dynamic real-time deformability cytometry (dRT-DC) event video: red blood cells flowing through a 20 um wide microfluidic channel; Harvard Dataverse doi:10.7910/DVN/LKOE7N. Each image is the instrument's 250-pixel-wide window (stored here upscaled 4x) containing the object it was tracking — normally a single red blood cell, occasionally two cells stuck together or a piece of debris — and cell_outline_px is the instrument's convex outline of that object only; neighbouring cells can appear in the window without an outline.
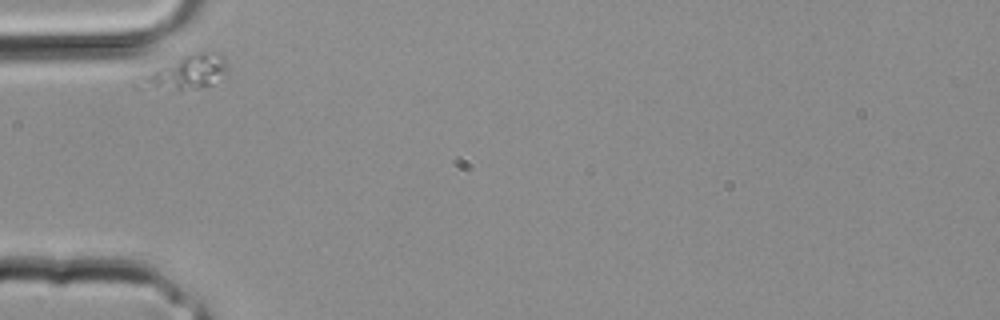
{"species": "common noctule bat (a hibernating species)", "species_latin": "Nyctalus noctula", "temperature_condition": "room temperature", "stored_images_in_passage": 19, "camera_frame_rate_fps": 3000, "um_per_image_px": 0.085, "animal": {"sex": "male", "body_mass_g": 20.4}, "frame": {"image": 1, "passage_image": 1, "time_ms": 0.0, "image_size_px": [1000, 320], "cell_outline_px": [[228, 72], [212, 84], [200, 88], [180, 92], [136, 88], [132, 84], [184, 56], [200, 52], [220, 52], [224, 56], [228, 68]], "centroid_in_image_um": [15.89, 6.23], "position_along_channel_um": 69.1, "area_um2": 17.17}}
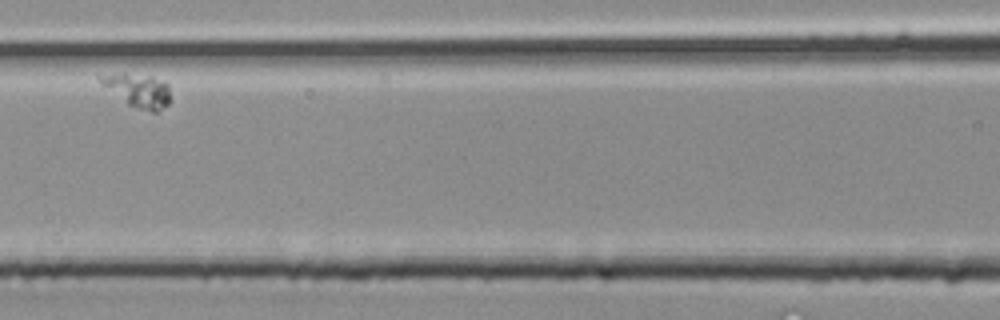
{"frame": {"image": 2, "passage_image": 6, "time_ms": 1.667, "image_size_px": [1000, 320], "cell_outline_px": [[168, 104], [156, 112], [152, 112], [128, 104], [100, 84], [96, 76], [124, 72], [152, 76], [164, 84], [168, 88]], "centroid_in_image_um": [11.65, 7.65], "position_along_channel_um": 155.0, "area_um2": 13.29}}
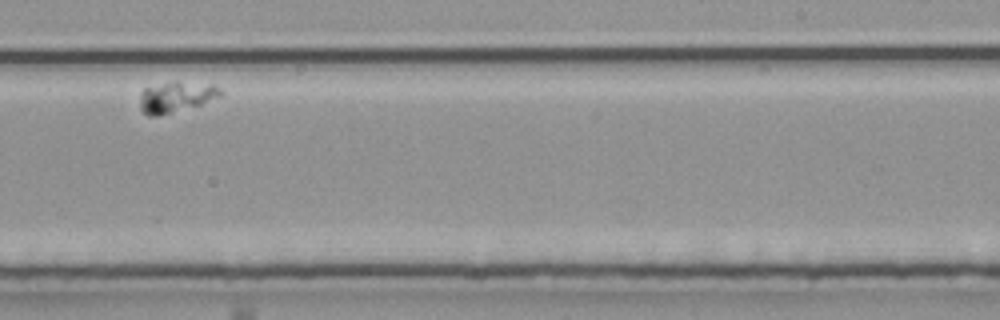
{"frame": {"image": 3, "passage_image": 13, "time_ms": 4.0, "image_size_px": [1000, 320], "cell_outline_px": [[224, 92], [220, 96], [200, 104], [172, 112], [156, 116], [148, 116], [140, 108], [140, 92], [144, 88], [176, 80], [212, 84], [220, 88]], "centroid_in_image_um": [14.97, 8.21], "position_along_channel_um": 274.0, "area_um2": 14.45}}